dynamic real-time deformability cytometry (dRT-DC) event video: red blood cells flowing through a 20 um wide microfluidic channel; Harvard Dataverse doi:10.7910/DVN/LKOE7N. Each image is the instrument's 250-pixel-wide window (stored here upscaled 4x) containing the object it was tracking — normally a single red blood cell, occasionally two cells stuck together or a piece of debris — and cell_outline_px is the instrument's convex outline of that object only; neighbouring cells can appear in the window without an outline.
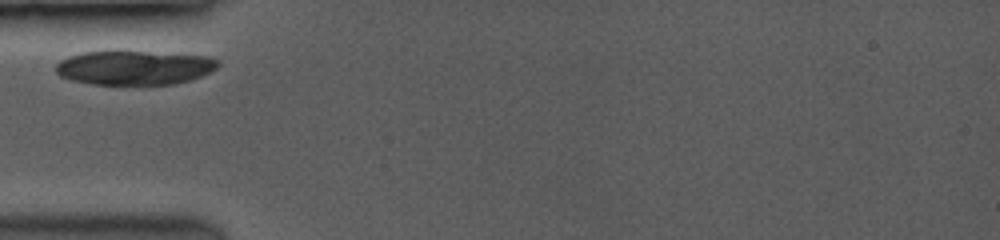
{"species": "common noctule bat (a hibernating species)", "species_latin": "Nyctalus noctula", "temperature_condition": "room temperature", "stored_images_in_passage": 3, "camera_frame_rate_fps": 3500, "um_per_image_px": 0.085, "animal": {"sex": "female", "body_mass_g": 19.0, "forearm_length_mm": 53.3}, "frame": {"image": 1, "passage_image": 1, "time_ms": 0.0, "image_size_px": [1000, 240], "cell_outline_px": [[220, 64], [212, 72], [188, 80], [172, 84], [96, 84], [72, 80], [60, 76], [56, 72], [56, 64], [60, 60], [68, 56], [84, 52], [112, 48], [120, 48], [208, 56], [220, 60]], "centroid_in_image_um": [11.42, 5.69], "position_along_channel_um": 73.6, "area_um2": 33.47}}